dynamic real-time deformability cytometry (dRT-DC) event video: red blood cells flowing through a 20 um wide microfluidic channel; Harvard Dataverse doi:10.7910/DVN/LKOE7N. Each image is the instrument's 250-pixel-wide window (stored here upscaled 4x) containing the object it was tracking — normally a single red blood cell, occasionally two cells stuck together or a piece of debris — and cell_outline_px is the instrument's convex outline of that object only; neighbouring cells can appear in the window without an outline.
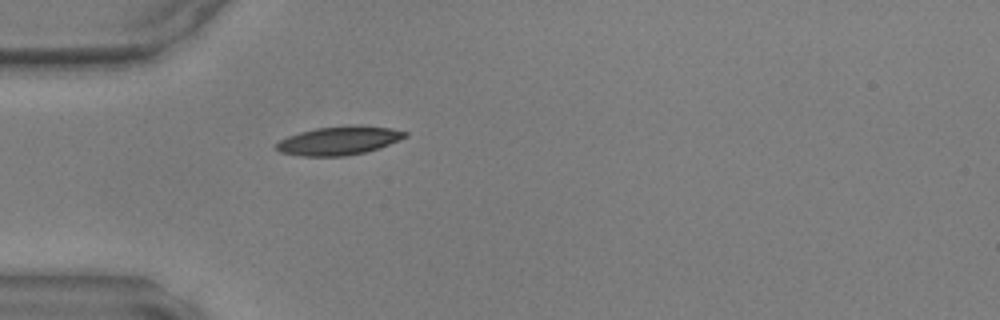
{"species": "common noctule bat (a hibernating species)", "species_latin": "Nyctalus noctula", "temperature_condition": "warm", "stored_images_in_passage": 34, "camera_frame_rate_fps": 3000, "um_per_image_px": 0.085, "animal": {"sex": "male", "body_mass_g": 17.9, "forearm_length_mm": 54.2}, "frame": {"image": 1, "passage_image": 1, "time_ms": 0.0, "image_size_px": [1000, 320], "cell_outline_px": [[408, 136], [400, 140], [380, 148], [364, 152], [344, 156], [300, 156], [280, 152], [276, 148], [276, 144], [280, 140], [288, 136], [300, 132], [316, 128], [352, 124], [392, 128], [408, 132]], "centroid_in_image_um": [28.85, 11.94], "position_along_channel_um": 56.2, "area_um2": 21.62}}
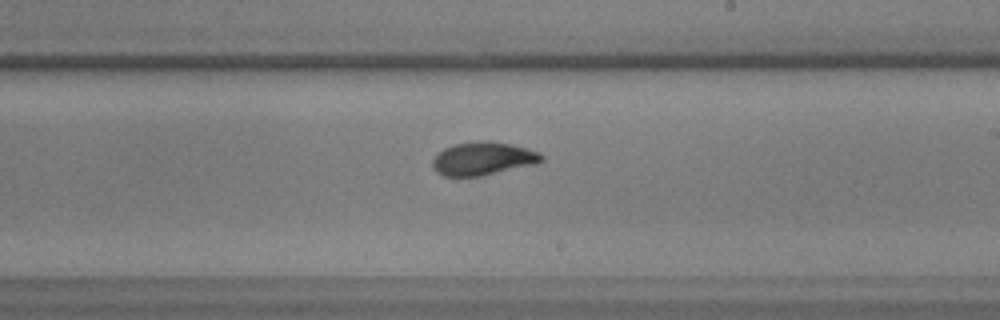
{"frame": {"image": 2, "passage_image": 15, "time_ms": 4.667, "image_size_px": [1000, 320], "cell_outline_px": [[544, 160], [536, 164], [480, 176], [444, 176], [436, 172], [432, 168], [432, 160], [444, 148], [456, 144], [484, 140], [488, 140], [508, 144], [540, 152], [544, 156]], "centroid_in_image_um": [41.06, 13.49], "position_along_channel_um": 247.9, "area_um2": 20.92}}
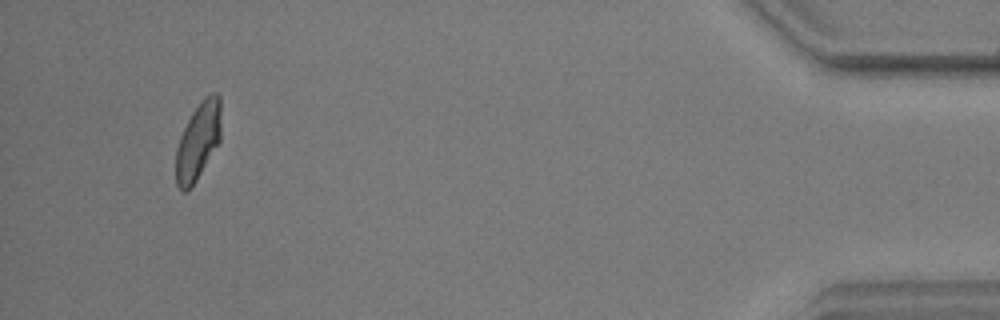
{"frame": {"image": 3, "passage_image": 32, "time_ms": 10.333, "image_size_px": [1000, 320], "cell_outline_px": [[220, 140], [196, 180], [184, 192], [176, 184], [176, 148], [180, 136], [192, 112], [204, 96], [212, 92], [216, 92], [220, 96]], "centroid_in_image_um": [16.84, 11.94], "position_along_channel_um": 418.4, "area_um2": 20.06}}